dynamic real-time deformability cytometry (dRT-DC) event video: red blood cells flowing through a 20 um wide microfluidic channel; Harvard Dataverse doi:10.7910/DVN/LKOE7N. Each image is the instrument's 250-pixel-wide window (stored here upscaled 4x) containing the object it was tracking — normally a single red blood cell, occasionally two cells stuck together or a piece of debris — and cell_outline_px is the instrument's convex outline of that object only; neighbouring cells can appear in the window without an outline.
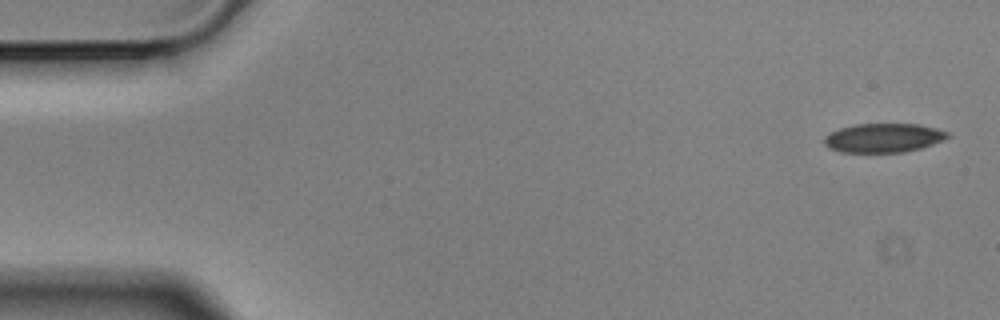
{"species": "Egyptian fruit bat (a non-hibernating species)", "species_latin": "Rousettus aegyptiacus", "temperature_condition": "cold", "stored_images_in_passage": 6, "segment_of_instrument_passage": [1, 2], "camera_frame_rate_fps": 3000, "um_per_image_px": 0.085, "animal": {"sex": "male"}, "frame": {"image": 1, "passage_image": 1, "time_ms": 0.0, "image_size_px": [1000, 320], "cell_outline_px": [[952, 136], [944, 140], [920, 148], [904, 152], [840, 152], [828, 148], [824, 144], [824, 136], [840, 128], [856, 124], [920, 124], [936, 128], [948, 132]], "centroid_in_image_um": [75.11, 11.72], "position_along_channel_um": 9.9, "area_um2": 20.92}}
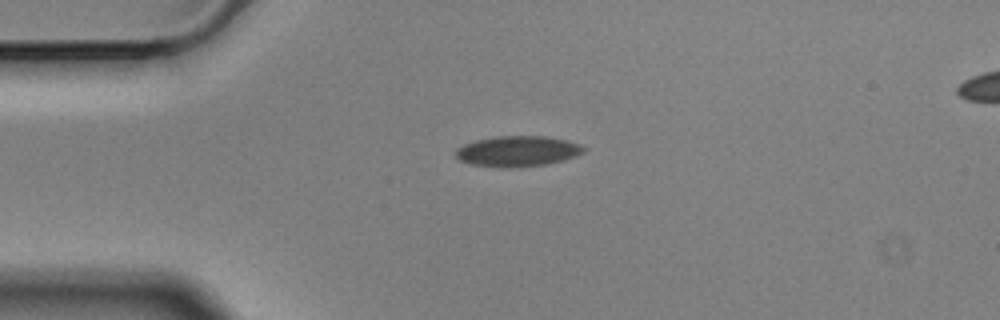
{"frame": {"image": 2, "passage_image": 4, "time_ms": 1.0, "image_size_px": [1000, 320], "cell_outline_px": [[588, 148], [584, 152], [576, 156], [564, 160], [548, 164], [512, 168], [500, 168], [472, 164], [460, 160], [456, 156], [456, 148], [464, 144], [476, 140], [500, 136], [544, 136], [564, 140], [580, 144]], "centroid_in_image_um": [44.02, 12.86], "position_along_channel_um": 41.0, "area_um2": 22.89}}